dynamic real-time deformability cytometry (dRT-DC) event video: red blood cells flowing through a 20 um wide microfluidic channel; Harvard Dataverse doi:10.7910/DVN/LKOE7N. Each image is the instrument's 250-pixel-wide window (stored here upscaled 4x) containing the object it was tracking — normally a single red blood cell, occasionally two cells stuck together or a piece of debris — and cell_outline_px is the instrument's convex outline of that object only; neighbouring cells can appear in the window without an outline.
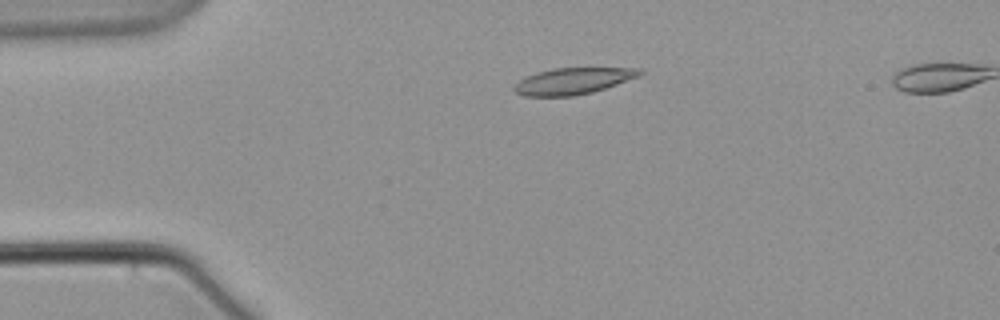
{"species": "common noctule bat (a hibernating species)", "species_latin": "Nyctalus noctula", "temperature_condition": "warm", "stored_images_in_passage": 8, "camera_frame_rate_fps": 3000, "um_per_image_px": 0.085, "animal": {"sex": "male", "body_mass_g": 21.5, "forearm_length_mm": 52.0}, "frame": {"image": 1, "passage_image": 4, "time_ms": 3.667, "image_size_px": [1000, 320], "cell_outline_px": [[644, 72], [640, 76], [592, 92], [572, 96], [524, 96], [516, 92], [512, 88], [524, 76], [536, 72], [552, 68], [644, 68]], "centroid_in_image_um": [48.7, 6.87], "position_along_channel_um": 36.3, "area_um2": 19.36}}
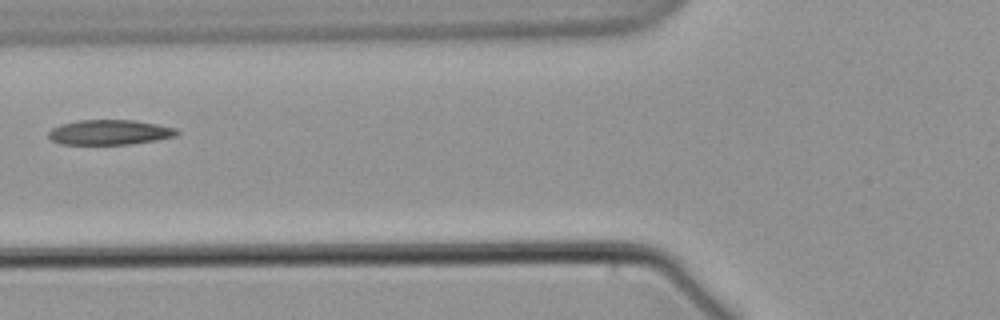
{"frame": {"image": 2, "passage_image": 7, "time_ms": 7.333, "image_size_px": [1000, 320], "cell_outline_px": [[180, 132], [176, 136], [156, 140], [128, 144], [60, 144], [52, 140], [48, 136], [48, 132], [52, 128], [60, 124], [76, 120], [132, 120], [156, 124], [176, 128]], "centroid_in_image_um": [9.3, 11.24], "position_along_channel_um": 116.5, "area_um2": 18.67}}